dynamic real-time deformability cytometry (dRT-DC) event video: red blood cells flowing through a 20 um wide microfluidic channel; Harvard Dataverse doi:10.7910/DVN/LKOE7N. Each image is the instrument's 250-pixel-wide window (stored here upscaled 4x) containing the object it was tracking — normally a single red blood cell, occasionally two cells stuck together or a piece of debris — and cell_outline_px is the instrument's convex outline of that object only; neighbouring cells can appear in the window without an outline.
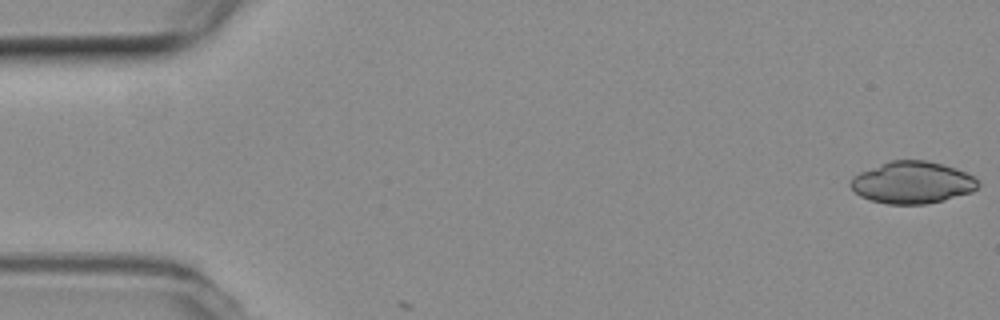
{"species": "common noctule bat (a hibernating species)", "species_latin": "Nyctalus noctula", "temperature_condition": "room temperature", "stored_images_in_passage": 3, "camera_frame_rate_fps": 3000, "um_per_image_px": 0.085, "animal": {"sex": "female", "body_mass_g": 19.3, "forearm_length_mm": 54.1}, "frame": {"image": 1, "passage_image": 1, "time_ms": 0.0, "image_size_px": [1000, 320], "cell_outline_px": [[980, 184], [972, 192], [944, 200], [924, 204], [888, 204], [872, 200], [860, 196], [848, 184], [852, 176], [860, 172], [892, 160], [924, 160], [956, 168], [972, 176]], "centroid_in_image_um": [77.53, 15.52], "position_along_channel_um": 7.5, "area_um2": 30.92}}